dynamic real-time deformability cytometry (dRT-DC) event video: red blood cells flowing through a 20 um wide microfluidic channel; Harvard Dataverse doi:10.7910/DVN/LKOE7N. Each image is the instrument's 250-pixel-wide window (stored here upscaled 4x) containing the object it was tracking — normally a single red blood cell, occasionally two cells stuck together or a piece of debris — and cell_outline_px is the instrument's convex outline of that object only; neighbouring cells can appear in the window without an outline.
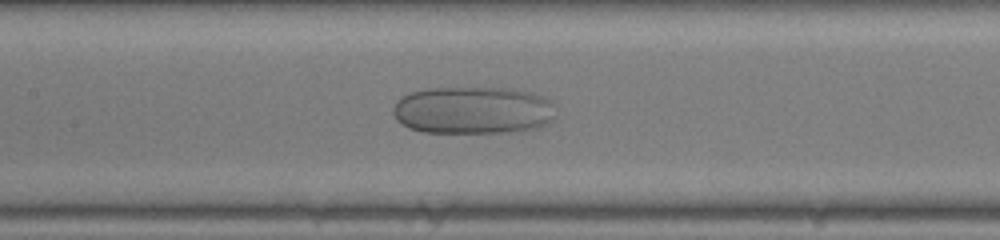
{"species": "human", "species_latin": "Homo sapiens", "temperature_condition": "room temperature", "stored_images_in_passage": 40, "camera_frame_rate_fps": 3000, "um_per_image_px": 0.085, "donor": {"sex": "male"}, "frame": {"image": 1, "passage_image": 16, "time_ms": 5.0, "image_size_px": [1000, 240], "cell_outline_px": [[556, 116], [548, 124], [536, 128], [516, 132], [424, 132], [408, 128], [400, 124], [396, 120], [392, 112], [392, 108], [396, 100], [408, 92], [428, 88], [512, 88], [532, 92], [544, 96], [552, 100], [556, 104]], "centroid_in_image_um": [40.24, 9.36], "position_along_channel_um": 167.2, "area_um2": 46.07}}
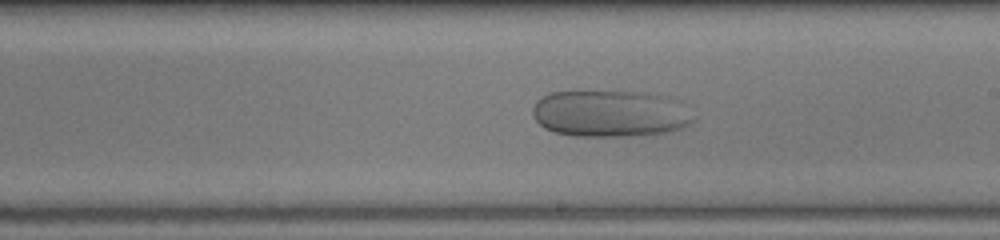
{"frame": {"image": 2, "passage_image": 21, "time_ms": 6.667, "image_size_px": [1000, 240], "cell_outline_px": [[696, 120], [684, 128], [668, 132], [648, 136], [572, 136], [556, 132], [544, 128], [532, 116], [532, 108], [536, 100], [540, 96], [552, 92], [648, 92], [668, 96], [684, 100], [696, 116]], "centroid_in_image_um": [51.98, 9.66], "position_along_channel_um": 237.0, "area_um2": 45.08}}
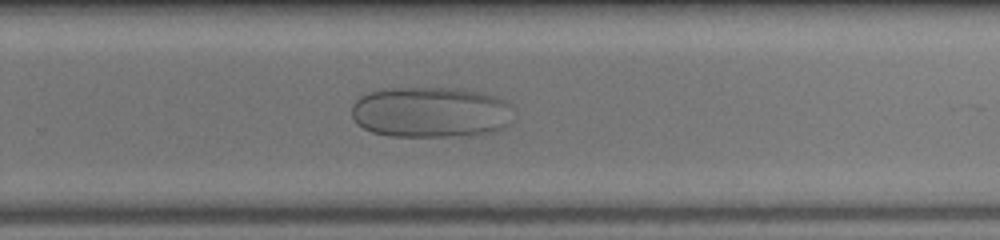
{"frame": {"image": 3, "passage_image": 25, "time_ms": 8.0, "image_size_px": [1000, 240], "cell_outline_px": [[512, 108], [508, 124], [504, 128], [496, 132], [448, 136], [388, 136], [372, 132], [356, 124], [352, 116], [352, 104], [360, 96], [368, 92], [384, 88], [448, 88], [480, 92], [496, 96], [512, 104]], "centroid_in_image_um": [36.58, 9.53], "position_along_channel_um": 293.2, "area_um2": 48.15}}